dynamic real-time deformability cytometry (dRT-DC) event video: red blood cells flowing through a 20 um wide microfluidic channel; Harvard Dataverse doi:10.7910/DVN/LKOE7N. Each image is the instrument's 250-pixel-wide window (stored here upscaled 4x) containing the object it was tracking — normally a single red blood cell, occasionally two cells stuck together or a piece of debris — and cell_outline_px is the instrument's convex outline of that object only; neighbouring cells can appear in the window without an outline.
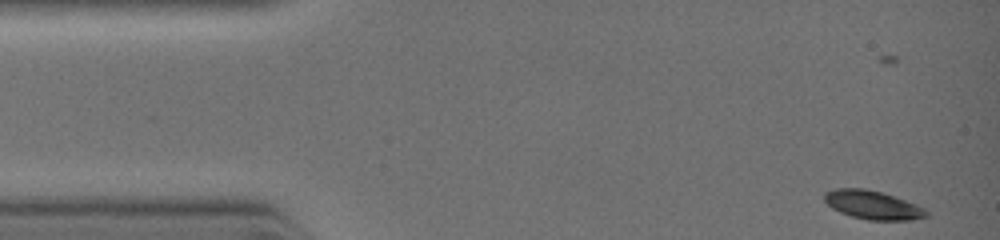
{"species": "common noctule bat (a hibernating species)", "species_latin": "Nyctalus noctula", "temperature_condition": "warm", "stored_images_in_passage": 10, "camera_frame_rate_fps": 3000, "um_per_image_px": 0.085, "animal": {"sex": "female", "body_mass_g": 19.0, "forearm_length_mm": 51.5}, "frame": {"image": 1, "passage_image": 1, "time_ms": 0.0, "image_size_px": [1000, 240], "cell_outline_px": [[928, 216], [912, 220], [868, 220], [852, 216], [840, 212], [832, 208], [824, 200], [824, 192], [836, 188], [864, 188], [880, 192], [904, 200], [924, 208], [928, 212]], "centroid_in_image_um": [74.15, 17.42], "position_along_channel_um": 10.8, "area_um2": 16.82}}
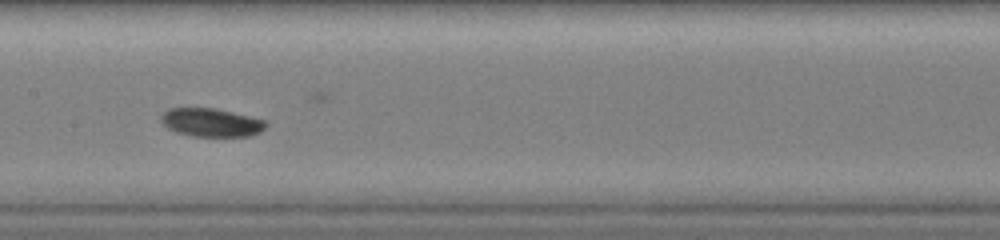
{"frame": {"image": 2, "passage_image": 8, "time_ms": 5.0, "image_size_px": [1000, 240], "cell_outline_px": [[268, 124], [260, 132], [252, 136], [192, 136], [176, 132], [168, 128], [160, 120], [160, 116], [168, 108], [216, 108], [264, 120]], "centroid_in_image_um": [17.94, 10.41], "position_along_channel_um": 189.5, "area_um2": 17.28}}
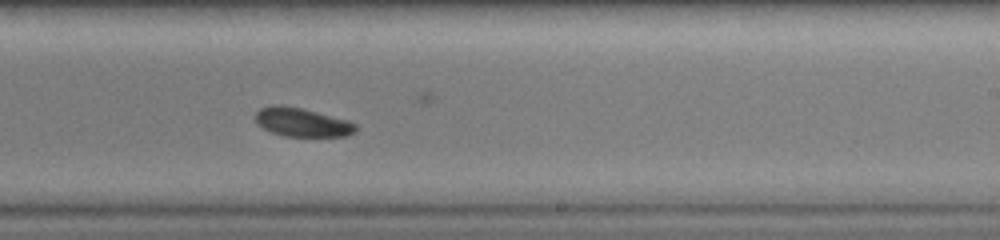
{"frame": {"image": 3, "passage_image": 10, "time_ms": 6.333, "image_size_px": [1000, 240], "cell_outline_px": [[356, 132], [348, 136], [284, 136], [272, 132], [264, 128], [256, 120], [256, 112], [260, 108], [272, 104], [280, 104], [304, 108], [348, 120], [356, 124]], "centroid_in_image_um": [25.7, 10.37], "position_along_channel_um": 263.3, "area_um2": 16.88}}